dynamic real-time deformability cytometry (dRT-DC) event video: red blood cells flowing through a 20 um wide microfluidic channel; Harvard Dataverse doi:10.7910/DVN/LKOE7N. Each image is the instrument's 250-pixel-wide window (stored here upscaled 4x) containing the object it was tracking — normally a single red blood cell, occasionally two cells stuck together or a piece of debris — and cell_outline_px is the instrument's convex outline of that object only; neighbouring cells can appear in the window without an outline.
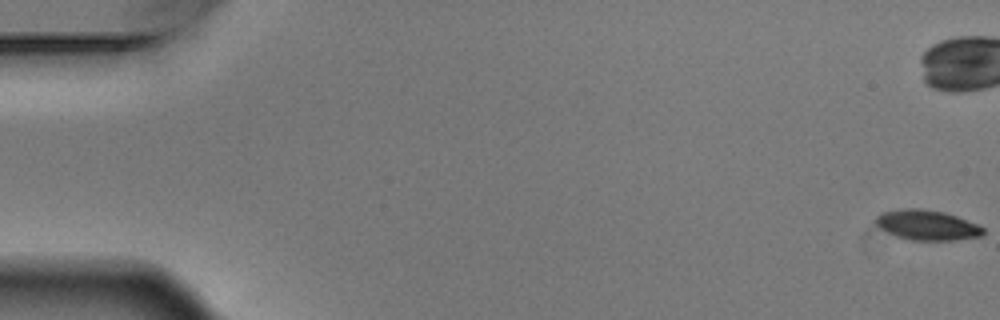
{"species": "Egyptian fruit bat (a non-hibernating species)", "species_latin": "Rousettus aegyptiacus", "temperature_condition": "warm", "stored_images_in_passage": 10, "segment_of_instrument_passage": [1, 2], "camera_frame_rate_fps": 3000, "um_per_image_px": 0.085, "animal": {"sex": "male"}, "frame": {"image": 1, "passage_image": 1, "time_ms": 0.0, "image_size_px": [1000, 320], "cell_outline_px": [[984, 232], [980, 236], [952, 240], [908, 240], [896, 236], [880, 228], [876, 224], [876, 216], [884, 212], [900, 208], [920, 208], [944, 212], [980, 224], [984, 228]], "centroid_in_image_um": [78.81, 19.12], "position_along_channel_um": 6.2, "area_um2": 18.84}}